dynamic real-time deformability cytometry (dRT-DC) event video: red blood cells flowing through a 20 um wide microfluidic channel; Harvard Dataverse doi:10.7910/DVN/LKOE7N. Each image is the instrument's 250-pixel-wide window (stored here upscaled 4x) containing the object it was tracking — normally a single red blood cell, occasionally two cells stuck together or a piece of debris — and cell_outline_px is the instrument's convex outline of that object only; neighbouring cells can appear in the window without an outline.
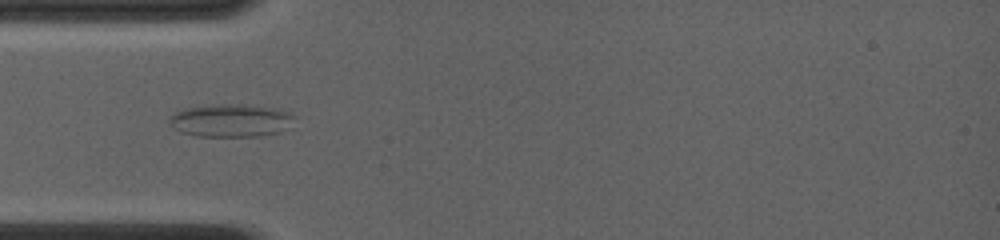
{"species": "common noctule bat (a hibernating species)", "species_latin": "Nyctalus noctula", "temperature_condition": "room temperature", "stored_images_in_passage": 29, "camera_frame_rate_fps": 4000, "um_per_image_px": 0.085, "animal": {"sex": "female", "body_mass_g": 19.0, "forearm_length_mm": 56.7}, "frame": {"image": 1, "passage_image": 1, "time_ms": 0.0, "image_size_px": [1000, 240], "cell_outline_px": [[296, 116], [276, 132], [260, 136], [196, 136], [180, 132], [168, 124], [168, 116], [184, 108], [220, 104], [240, 104], [276, 108], [288, 112]], "centroid_in_image_um": [19.5, 10.23], "position_along_channel_um": 65.5, "area_um2": 23.64}}
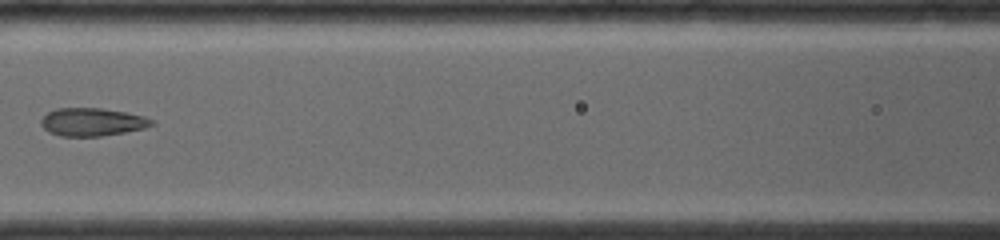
{"frame": {"image": 2, "passage_image": 6, "time_ms": 2.25, "image_size_px": [1000, 240], "cell_outline_px": [[156, 124], [144, 128], [124, 132], [100, 136], [60, 136], [48, 132], [40, 124], [40, 120], [48, 112], [56, 108], [100, 108], [124, 112], [144, 116], [156, 120]], "centroid_in_image_um": [7.84, 10.37], "position_along_channel_um": 158.8, "area_um2": 18.09}}
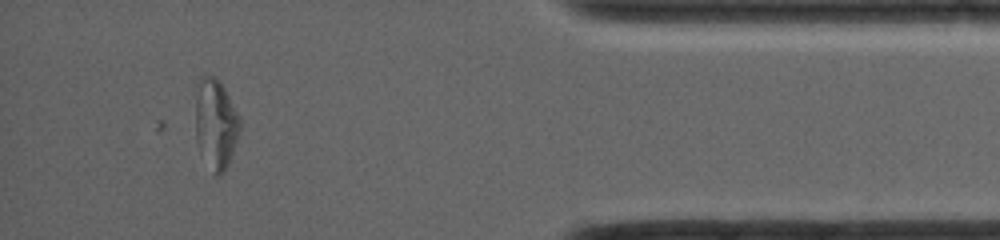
{"frame": {"image": 3, "passage_image": 29, "time_ms": 9.25, "image_size_px": [1000, 240], "cell_outline_px": [[240, 132], [228, 164], [224, 172], [220, 176], [216, 176], [212, 172], [200, 152], [196, 140], [196, 80], [200, 76], [216, 76], [220, 80], [240, 120]], "centroid_in_image_um": [18.31, 10.52], "position_along_channel_um": 416.9, "area_um2": 23.35}}